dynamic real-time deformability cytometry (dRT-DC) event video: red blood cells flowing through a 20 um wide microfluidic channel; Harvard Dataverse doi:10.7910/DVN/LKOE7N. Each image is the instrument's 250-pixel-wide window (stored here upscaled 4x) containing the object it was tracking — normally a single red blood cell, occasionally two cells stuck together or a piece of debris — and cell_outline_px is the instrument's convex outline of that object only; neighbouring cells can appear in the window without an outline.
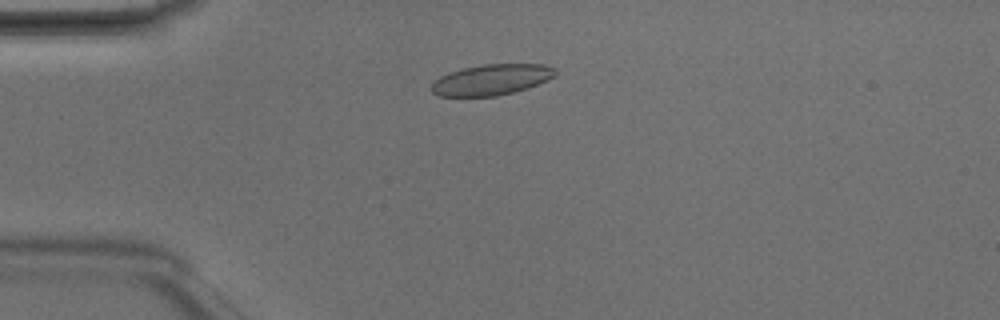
{"species": "Egyptian fruit bat (a non-hibernating species)", "species_latin": "Rousettus aegyptiacus", "temperature_condition": "room temperature", "stored_images_in_passage": 5, "camera_frame_rate_fps": 3000, "um_per_image_px": 0.085, "animal": {"sex": "male"}, "frame": {"image": 1, "passage_image": 2, "time_ms": 0.333, "image_size_px": [1000, 320], "cell_outline_px": [[556, 76], [548, 80], [528, 88], [496, 96], [440, 96], [432, 92], [432, 84], [440, 76], [448, 72], [464, 68], [484, 64], [544, 64], [556, 68]], "centroid_in_image_um": [41.81, 6.77], "position_along_channel_um": 43.2, "area_um2": 22.2}}